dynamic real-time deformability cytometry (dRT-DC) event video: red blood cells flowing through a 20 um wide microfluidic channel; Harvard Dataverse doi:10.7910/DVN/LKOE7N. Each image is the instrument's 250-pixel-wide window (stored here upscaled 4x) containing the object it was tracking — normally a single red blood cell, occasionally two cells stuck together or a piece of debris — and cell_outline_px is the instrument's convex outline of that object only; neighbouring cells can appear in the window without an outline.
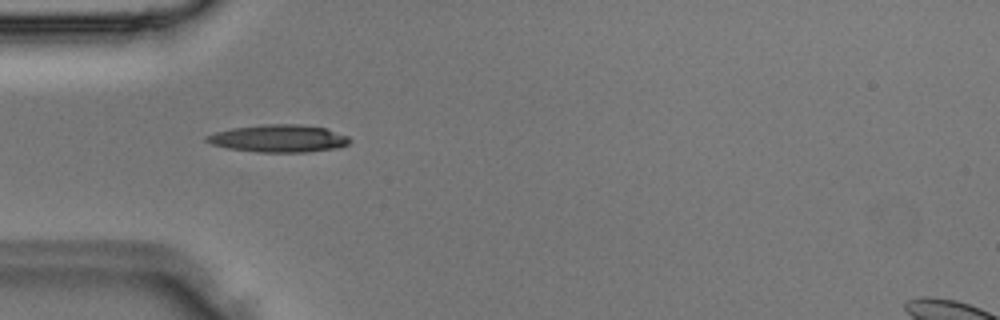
{"species": "Egyptian fruit bat (a non-hibernating species)", "species_latin": "Rousettus aegyptiacus", "temperature_condition": "room temperature", "stored_images_in_passage": 1, "camera_frame_rate_fps": 3000, "um_per_image_px": 0.085, "animal": {"sex": "male"}, "frame": {"image": 1, "passage_image": 1, "time_ms": 0.0, "image_size_px": [1000, 320], "cell_outline_px": [[352, 140], [348, 144], [340, 148], [308, 152], [256, 152], [228, 148], [212, 144], [204, 140], [204, 136], [216, 132], [232, 128], [260, 124], [300, 124], [328, 128], [348, 136]], "centroid_in_image_um": [23.72, 11.76], "position_along_channel_um": 61.3, "area_um2": 23.24}}